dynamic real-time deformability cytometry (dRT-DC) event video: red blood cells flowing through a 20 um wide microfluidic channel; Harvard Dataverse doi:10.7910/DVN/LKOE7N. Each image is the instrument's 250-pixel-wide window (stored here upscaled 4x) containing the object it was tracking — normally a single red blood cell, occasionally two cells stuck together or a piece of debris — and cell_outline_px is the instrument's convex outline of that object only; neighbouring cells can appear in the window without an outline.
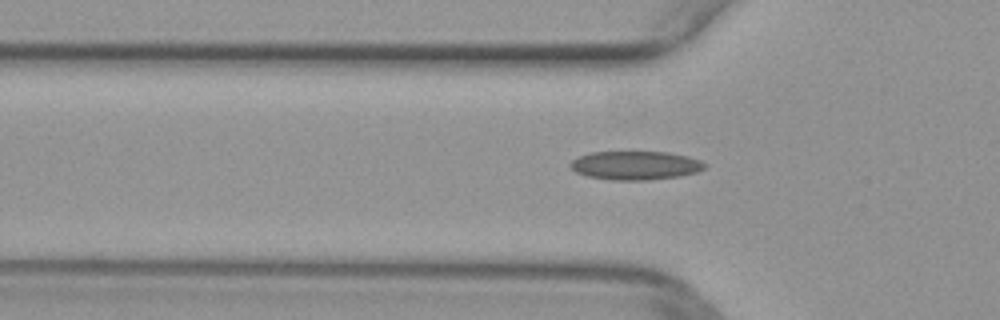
{"species": "common noctule bat (a hibernating species)", "species_latin": "Nyctalus noctula", "temperature_condition": "warm", "stored_images_in_passage": 17, "camera_frame_rate_fps": 3000, "um_per_image_px": 0.085, "animal": {"sex": "female", "body_mass_g": 29.2, "forearm_length_mm": 56.3}, "frame": {"image": 1, "passage_image": 16, "time_ms": 5.0, "image_size_px": [1000, 320], "cell_outline_px": [[708, 164], [704, 168], [696, 172], [680, 176], [648, 180], [612, 180], [588, 176], [576, 172], [568, 164], [572, 160], [580, 156], [592, 152], [668, 152], [688, 156], [700, 160]], "centroid_in_image_um": [54.03, 14.06], "position_along_channel_um": 71.8, "area_um2": 22.43}}